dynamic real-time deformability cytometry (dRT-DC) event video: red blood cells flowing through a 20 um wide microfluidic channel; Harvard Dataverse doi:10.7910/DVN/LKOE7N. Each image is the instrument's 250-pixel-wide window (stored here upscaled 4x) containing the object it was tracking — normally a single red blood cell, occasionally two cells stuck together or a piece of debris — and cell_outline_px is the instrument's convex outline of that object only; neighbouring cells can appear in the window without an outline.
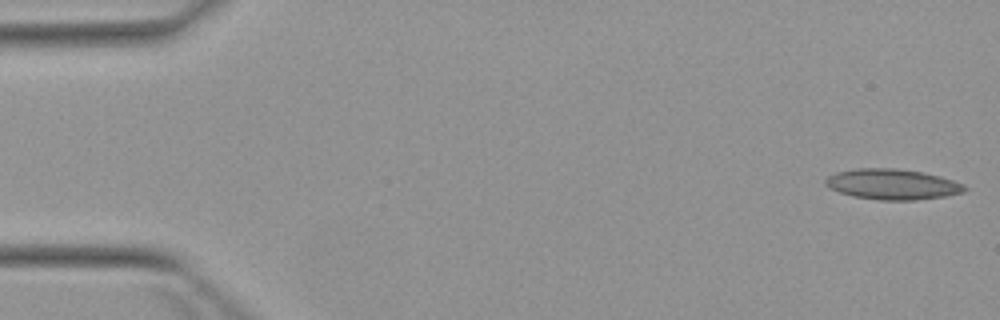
{"species": "Egyptian fruit bat (a non-hibernating species)", "species_latin": "Rousettus aegyptiacus", "temperature_condition": "warm", "stored_images_in_passage": 4, "camera_frame_rate_fps": 3000, "um_per_image_px": 0.085, "animal": {"sex": "female"}, "frame": {"image": 1, "passage_image": 1, "time_ms": 0.0, "image_size_px": [1000, 320], "cell_outline_px": [[968, 188], [964, 192], [944, 196], [916, 200], [880, 200], [852, 196], [828, 188], [824, 184], [824, 180], [828, 176], [836, 172], [856, 168], [896, 168], [920, 172], [940, 176], [964, 184]], "centroid_in_image_um": [75.82, 15.66], "position_along_channel_um": 9.2, "area_um2": 24.8}}